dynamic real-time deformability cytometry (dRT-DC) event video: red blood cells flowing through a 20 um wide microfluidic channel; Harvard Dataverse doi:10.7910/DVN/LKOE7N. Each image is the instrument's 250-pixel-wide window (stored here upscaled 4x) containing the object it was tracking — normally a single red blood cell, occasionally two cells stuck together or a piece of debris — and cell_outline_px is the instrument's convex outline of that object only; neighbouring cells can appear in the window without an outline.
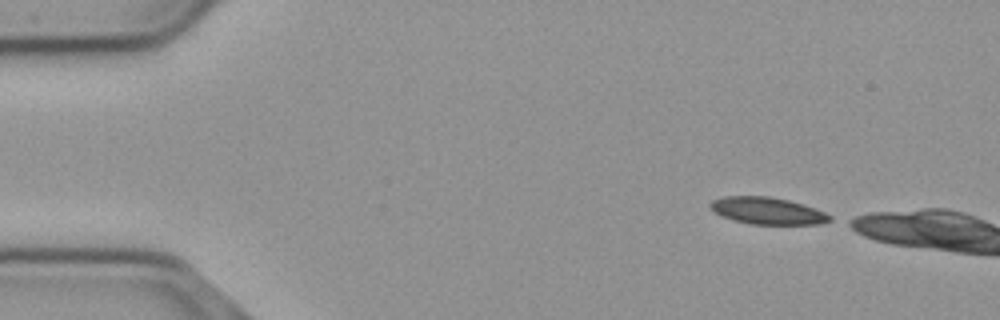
{"species": "common noctule bat (a hibernating species)", "species_latin": "Nyctalus noctula", "temperature_condition": "cold", "stored_images_in_passage": 7, "camera_frame_rate_fps": 3000, "um_per_image_px": 0.085, "animal": {"sex": "male", "body_mass_g": 23.1, "forearm_length_mm": 52.7}, "frame": {"image": 1, "passage_image": 1, "time_ms": 0.0, "image_size_px": [1000, 320], "cell_outline_px": [[832, 220], [820, 224], [748, 224], [732, 220], [716, 212], [708, 204], [712, 200], [724, 196], [768, 196], [788, 200], [804, 204], [824, 212], [832, 216]], "centroid_in_image_um": [65.24, 17.92], "position_along_channel_um": 19.8, "area_um2": 18.73}}